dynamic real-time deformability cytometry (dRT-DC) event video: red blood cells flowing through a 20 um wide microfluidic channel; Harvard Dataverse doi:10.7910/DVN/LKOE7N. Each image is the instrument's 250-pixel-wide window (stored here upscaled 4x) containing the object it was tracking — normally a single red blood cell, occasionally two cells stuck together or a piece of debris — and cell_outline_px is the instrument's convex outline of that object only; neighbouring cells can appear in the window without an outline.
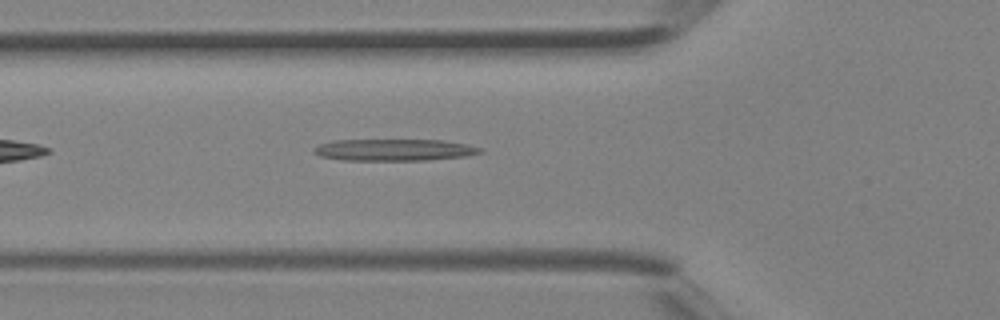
{"species": "Egyptian fruit bat (a non-hibernating species)", "species_latin": "Rousettus aegyptiacus", "temperature_condition": "room temperature", "stored_images_in_passage": 30, "camera_frame_rate_fps": 3000, "um_per_image_px": 0.085, "animal": {"sex": "female"}, "frame": {"image": 1, "passage_image": 4, "time_ms": 1.0, "image_size_px": [1000, 320], "cell_outline_px": [[484, 152], [464, 156], [428, 160], [344, 160], [320, 156], [312, 152], [312, 148], [320, 144], [332, 140], [444, 140], [468, 144], [484, 148]], "centroid_in_image_um": [33.52, 12.73], "position_along_channel_um": 92.3, "area_um2": 21.21}}
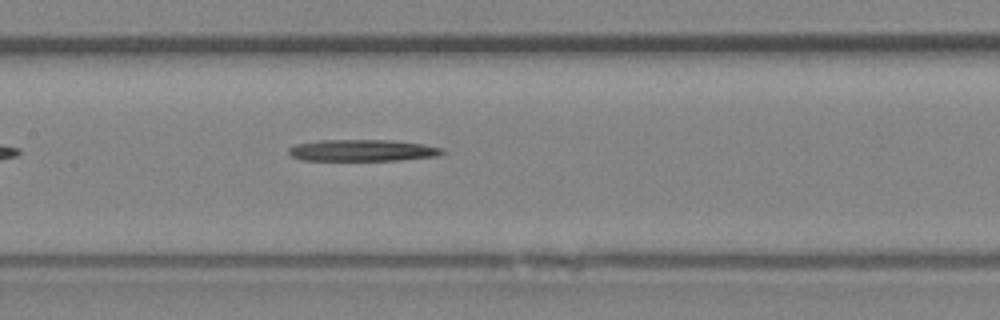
{"frame": {"image": 2, "passage_image": 9, "time_ms": 2.667, "image_size_px": [1000, 320], "cell_outline_px": [[444, 152], [440, 156], [400, 160], [304, 160], [292, 156], [288, 152], [288, 148], [296, 144], [320, 140], [388, 140], [420, 144], [444, 148]], "centroid_in_image_um": [30.82, 12.78], "position_along_channel_um": 176.6, "area_um2": 19.25}}
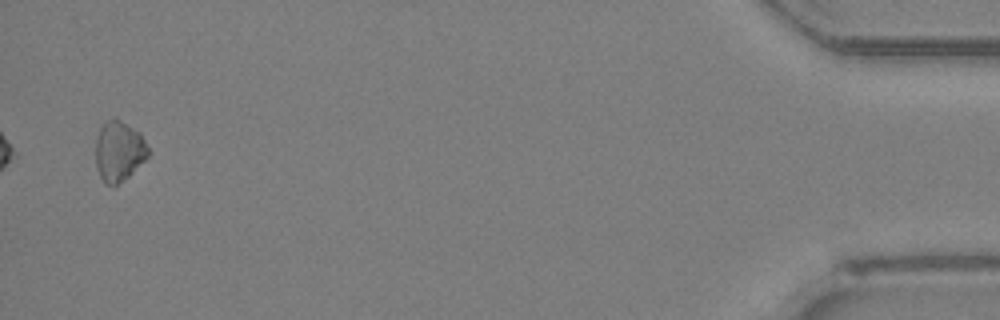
{"frame": {"image": 3, "passage_image": 29, "time_ms": 9.333, "image_size_px": [1000, 320], "cell_outline_px": [[148, 156], [128, 176], [116, 184], [104, 184], [100, 176], [96, 164], [96, 140], [100, 124], [104, 120], [112, 116], [116, 116], [140, 132], [148, 148]], "centroid_in_image_um": [10.08, 12.76], "position_along_channel_um": 425.1, "area_um2": 18.55}}